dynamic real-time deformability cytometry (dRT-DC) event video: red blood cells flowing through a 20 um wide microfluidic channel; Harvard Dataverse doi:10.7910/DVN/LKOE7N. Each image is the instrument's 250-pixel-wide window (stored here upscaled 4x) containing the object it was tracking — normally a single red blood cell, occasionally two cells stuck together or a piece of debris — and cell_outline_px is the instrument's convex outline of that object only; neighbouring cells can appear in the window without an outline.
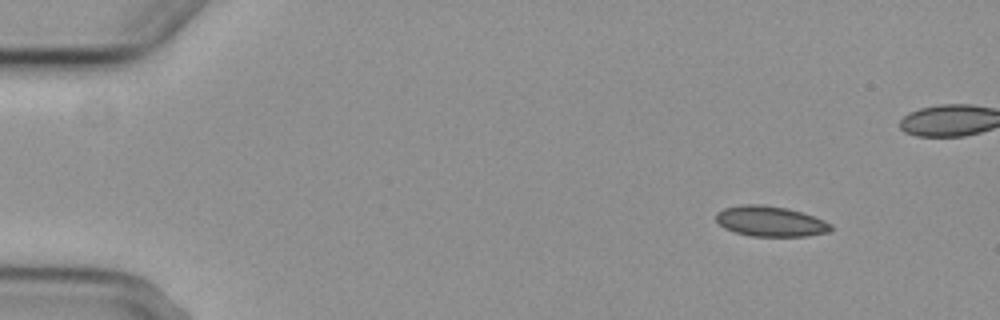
{"species": "common noctule bat (a hibernating species)", "species_latin": "Nyctalus noctula", "temperature_condition": "cold", "stored_images_in_passage": 5, "camera_frame_rate_fps": 3000, "um_per_image_px": 0.085, "animal": {"sex": "female", "body_mass_g": 29.2, "forearm_length_mm": 56.3}, "frame": {"image": 1, "passage_image": 1, "time_ms": 0.0, "image_size_px": [1000, 320], "cell_outline_px": [[832, 228], [828, 232], [808, 236], [752, 236], [736, 232], [724, 228], [716, 220], [716, 212], [724, 208], [740, 204], [760, 204], [788, 208], [824, 220], [832, 224]], "centroid_in_image_um": [65.47, 18.8], "position_along_channel_um": 19.5, "area_um2": 20.29}}